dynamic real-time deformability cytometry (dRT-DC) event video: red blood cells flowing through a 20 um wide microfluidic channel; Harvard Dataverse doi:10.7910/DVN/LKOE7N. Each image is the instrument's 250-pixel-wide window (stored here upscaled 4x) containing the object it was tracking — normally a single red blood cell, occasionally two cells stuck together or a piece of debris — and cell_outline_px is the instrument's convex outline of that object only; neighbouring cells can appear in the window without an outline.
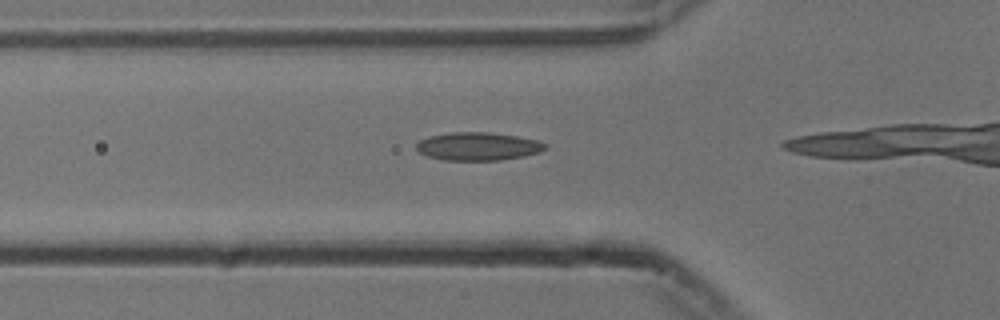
{"species": "common noctule bat (a hibernating species)", "species_latin": "Nyctalus noctula", "temperature_condition": "cold", "stored_images_in_passage": 11, "camera_frame_rate_fps": 3000, "um_per_image_px": 0.085, "animal": {"sex": "male", "body_mass_g": 13.3}, "frame": {"image": 1, "passage_image": 7, "time_ms": 2.0, "image_size_px": [1000, 320], "cell_outline_px": [[548, 148], [540, 152], [524, 156], [500, 160], [444, 160], [428, 156], [420, 152], [416, 148], [416, 144], [420, 140], [428, 136], [452, 132], [492, 132], [540, 140], [548, 144]], "centroid_in_image_um": [40.68, 12.43], "position_along_channel_um": 85.1, "area_um2": 21.27}}
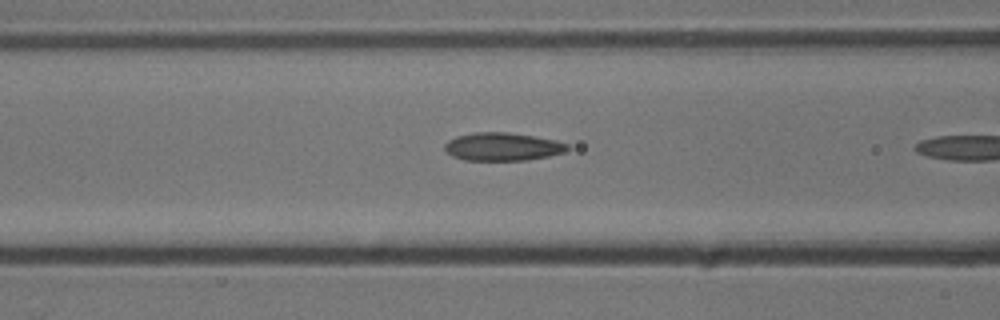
{"frame": {"image": 2, "passage_image": 10, "time_ms": 3.0, "image_size_px": [1000, 320], "cell_outline_px": [[572, 148], [564, 152], [548, 156], [528, 160], [464, 160], [452, 156], [444, 148], [444, 144], [448, 140], [456, 136], [476, 132], [508, 132], [556, 140], [568, 144]], "centroid_in_image_um": [42.73, 12.47], "position_along_channel_um": 123.9, "area_um2": 20.11}}